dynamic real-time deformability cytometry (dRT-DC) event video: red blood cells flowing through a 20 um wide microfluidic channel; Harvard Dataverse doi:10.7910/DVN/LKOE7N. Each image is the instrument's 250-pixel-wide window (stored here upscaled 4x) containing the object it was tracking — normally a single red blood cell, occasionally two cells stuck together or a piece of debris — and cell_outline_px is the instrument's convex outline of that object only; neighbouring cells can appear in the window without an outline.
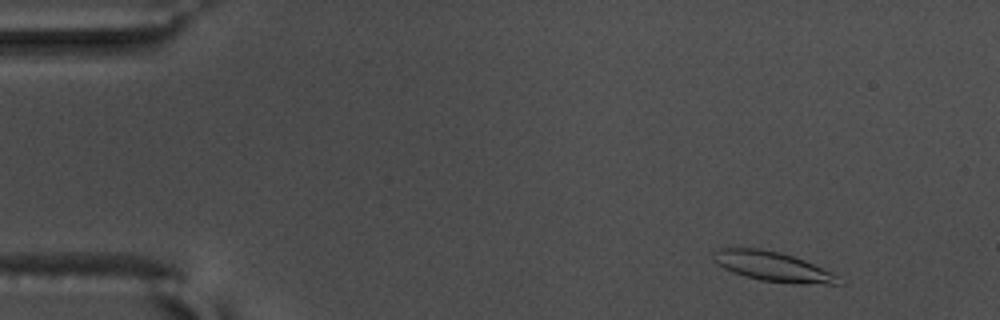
{"species": "common noctule bat (a hibernating species)", "species_latin": "Nyctalus noctula", "temperature_condition": "warm", "stored_images_in_passage": 56, "camera_frame_rate_fps": 3000, "um_per_image_px": 0.085, "animal": {"sex": "male", "body_mass_g": 17.5, "forearm_length_mm": 52.3}, "frame": {"image": 1, "passage_image": 5, "time_ms": 1.333, "image_size_px": [1000, 320], "cell_outline_px": [[844, 284], [796, 284], [760, 280], [744, 276], [732, 272], [724, 268], [712, 260], [712, 252], [720, 248], [760, 248], [780, 252], [804, 260], [836, 276]], "centroid_in_image_um": [65.61, 22.65], "position_along_channel_um": 19.4, "area_um2": 21.44}}
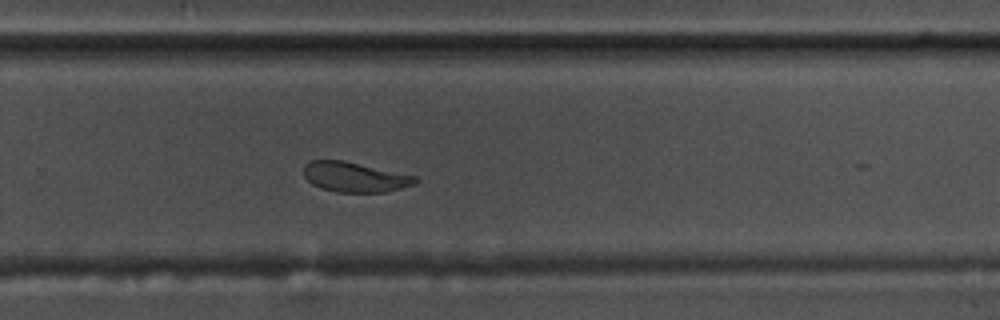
{"frame": {"image": 2, "passage_image": 37, "time_ms": 12.0, "image_size_px": [1000, 320], "cell_outline_px": [[420, 180], [416, 184], [384, 192], [336, 192], [320, 188], [312, 184], [304, 176], [304, 164], [312, 160], [344, 160], [416, 176]], "centroid_in_image_um": [30.15, 15.05], "position_along_channel_um": 299.6, "area_um2": 19.54}}
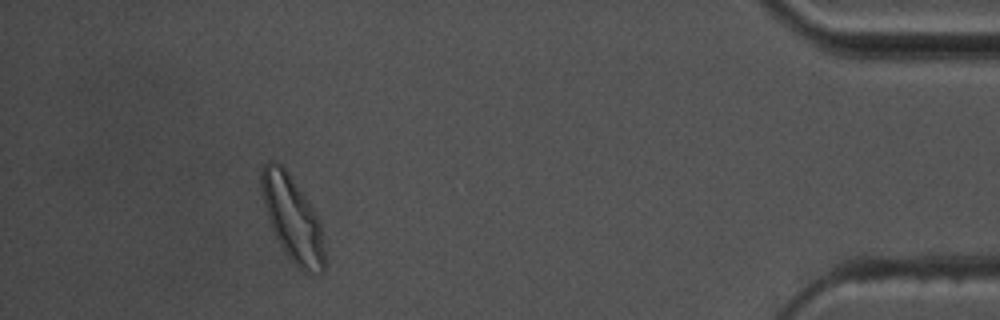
{"frame": {"image": 3, "passage_image": 51, "time_ms": 16.667, "image_size_px": [1000, 320], "cell_outline_px": [[324, 272], [308, 276], [288, 256], [280, 244], [272, 228], [264, 204], [260, 184], [260, 172], [264, 164], [268, 160], [272, 160], [280, 164], [288, 172], [308, 200], [316, 212], [320, 224], [324, 248]], "centroid_in_image_um": [24.86, 18.58], "position_along_channel_um": 410.3, "area_um2": 31.15}, "authors_computed_cell_mechanics": {"area_um2": 21.1837, "velocity_mm_per_s": 3.5893, "shape_relaxation_time_tau1_ms": 3.6531, "shape_relaxation_time_tau2_ms": 1.9783, "deformation_change_tau1": 0.1568, "deformation_change_tau2": 0.0816}}